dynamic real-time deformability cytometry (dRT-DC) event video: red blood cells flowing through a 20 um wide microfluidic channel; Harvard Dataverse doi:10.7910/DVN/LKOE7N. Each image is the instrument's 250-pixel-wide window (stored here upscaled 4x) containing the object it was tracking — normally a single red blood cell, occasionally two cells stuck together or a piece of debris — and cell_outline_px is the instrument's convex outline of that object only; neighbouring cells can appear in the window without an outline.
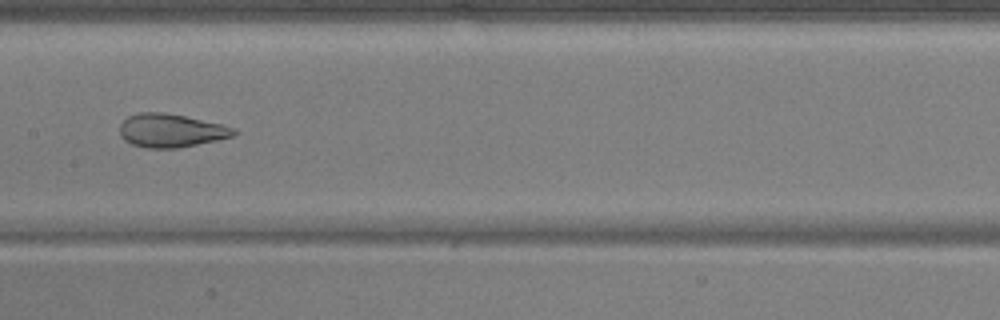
{"species": "common noctule bat (a hibernating species)", "species_latin": "Nyctalus noctula", "temperature_condition": "warm", "stored_images_in_passage": 54, "camera_frame_rate_fps": 3000, "um_per_image_px": 0.085, "animal": {"sex": "male", "body_mass_g": 17.9, "forearm_length_mm": 54.2}, "frame": {"image": 1, "passage_image": 28, "time_ms": 9.0, "image_size_px": [1000, 320], "cell_outline_px": [[240, 132], [232, 136], [216, 140], [176, 148], [144, 148], [132, 144], [124, 140], [120, 136], [120, 124], [128, 116], [140, 112], [164, 112], [184, 116], [220, 124], [236, 128]], "centroid_in_image_um": [14.51, 11.09], "position_along_channel_um": 192.9, "area_um2": 22.14}}
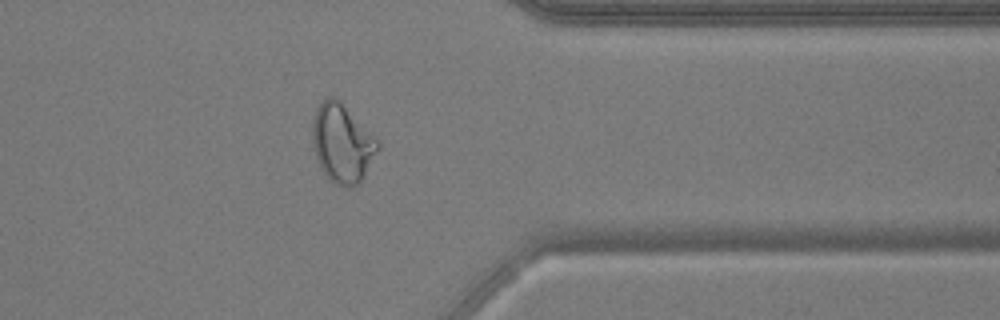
{"frame": {"image": 2, "passage_image": 44, "time_ms": 14.333, "image_size_px": [1000, 320], "cell_outline_px": [[380, 148], [364, 176], [356, 184], [348, 188], [336, 184], [324, 172], [316, 156], [312, 140], [312, 120], [316, 108], [324, 96], [336, 96], [372, 132], [380, 144]], "centroid_in_image_um": [29.09, 12.11], "position_along_channel_um": 382.3, "area_um2": 30.06}}
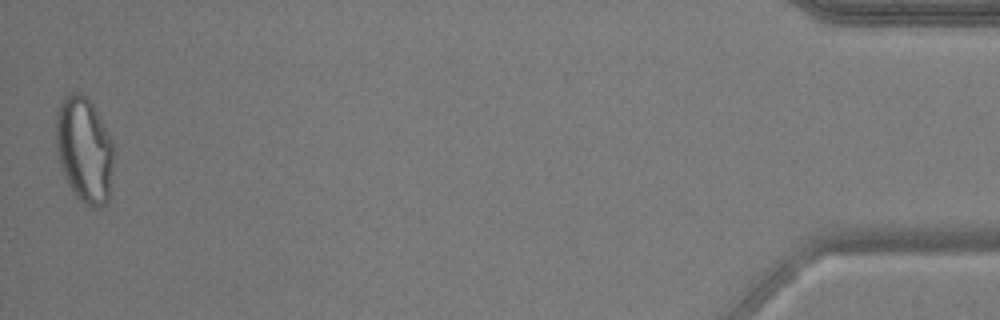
{"frame": {"image": 3, "passage_image": 54, "time_ms": 17.667, "image_size_px": [1000, 320], "cell_outline_px": [[112, 164], [108, 200], [104, 204], [96, 208], [92, 208], [84, 204], [76, 196], [68, 184], [60, 164], [56, 148], [56, 112], [64, 96], [72, 92], [80, 92], [92, 104], [112, 140]], "centroid_in_image_um": [7.14, 12.73], "position_along_channel_um": 428.1, "area_um2": 35.14}, "authors_computed_cell_mechanics": {"area_um2": 27.3683, "velocity_mm_per_s": 3.7146, "shape_relaxation_time_tau1_ms": null, "shape_relaxation_time_tau2_ms": 1.0234, "deformation_change_tau1": null, "deformation_change_tau2": 0.0629}}